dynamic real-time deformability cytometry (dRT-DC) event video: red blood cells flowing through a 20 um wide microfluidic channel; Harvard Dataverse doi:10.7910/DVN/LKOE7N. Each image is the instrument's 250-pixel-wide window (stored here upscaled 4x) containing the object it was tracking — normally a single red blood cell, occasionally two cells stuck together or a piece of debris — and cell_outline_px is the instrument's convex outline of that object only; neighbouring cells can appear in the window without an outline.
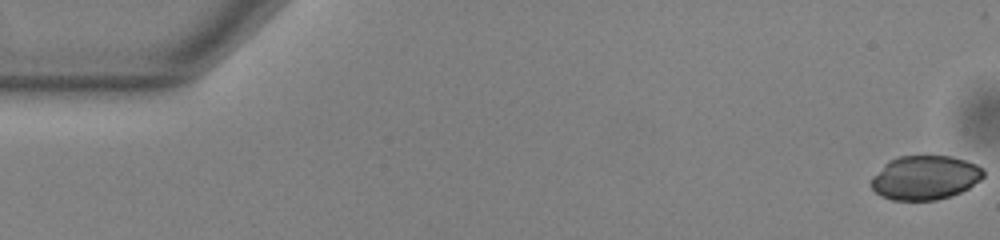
{"species": "common noctule bat (a hibernating species)", "species_latin": "Nyctalus noctula", "temperature_condition": "warm", "stored_images_in_passage": 54, "camera_frame_rate_fps": 3000, "um_per_image_px": 0.085, "animal": {"sex": "male", "body_mass_g": 13.0, "forearm_length_mm": 53.1}, "frame": {"image": 1, "passage_image": 1, "time_ms": 0.0, "image_size_px": [1000, 240], "cell_outline_px": [[984, 176], [980, 180], [968, 188], [960, 192], [936, 200], [892, 200], [880, 196], [872, 188], [872, 176], [888, 160], [900, 156], [952, 156], [976, 164], [984, 168]], "centroid_in_image_um": [78.62, 15.09], "position_along_channel_um": 6.4, "area_um2": 28.84}}
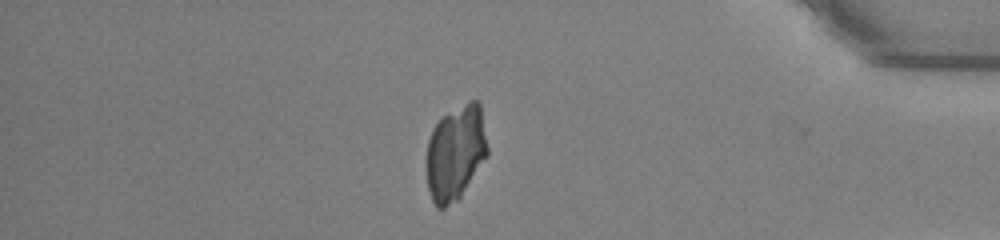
{"frame": {"image": 2, "passage_image": 46, "time_ms": 15.0, "image_size_px": [1000, 240], "cell_outline_px": [[488, 156], [460, 200], [444, 208], [436, 208], [432, 200], [428, 188], [428, 140], [432, 128], [444, 116], [472, 100], [476, 100], [480, 104], [488, 148]], "centroid_in_image_um": [38.75, 13.06], "position_along_channel_um": 396.4, "area_um2": 33.7}}
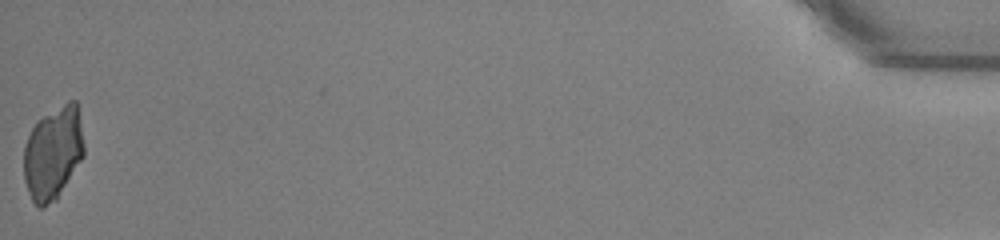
{"frame": {"image": 3, "passage_image": 54, "time_ms": 17.667, "image_size_px": [1000, 240], "cell_outline_px": [[84, 156], [56, 200], [44, 208], [40, 208], [32, 200], [24, 180], [24, 148], [28, 136], [32, 128], [44, 116], [68, 100], [76, 100], [84, 144]], "centroid_in_image_um": [4.51, 13.03], "position_along_channel_um": 430.7, "area_um2": 32.43}}